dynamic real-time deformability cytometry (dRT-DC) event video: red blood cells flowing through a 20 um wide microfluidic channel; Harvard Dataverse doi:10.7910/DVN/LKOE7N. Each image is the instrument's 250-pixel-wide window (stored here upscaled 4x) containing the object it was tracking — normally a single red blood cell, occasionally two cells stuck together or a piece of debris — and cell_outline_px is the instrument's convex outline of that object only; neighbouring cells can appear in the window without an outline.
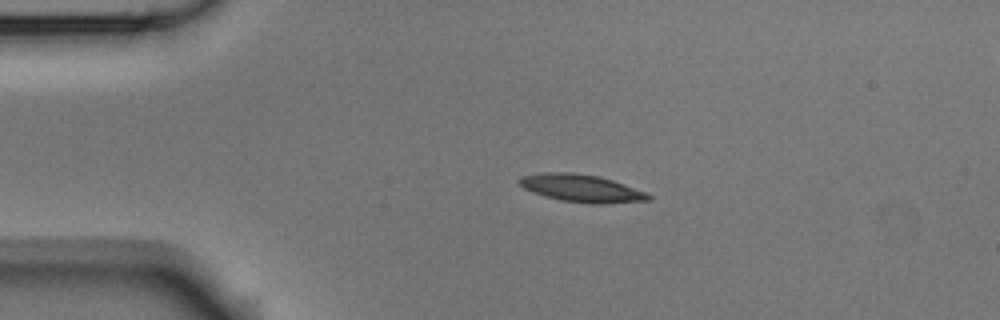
{"species": "Egyptian fruit bat (a non-hibernating species)", "species_latin": "Rousettus aegyptiacus", "temperature_condition": "room temperature", "stored_images_in_passage": 5, "camera_frame_rate_fps": 3000, "um_per_image_px": 0.085, "animal": {"sex": "male"}, "frame": {"image": 1, "passage_image": 3, "time_ms": 0.667, "image_size_px": [1000, 320], "cell_outline_px": [[652, 200], [600, 204], [592, 204], [560, 200], [544, 196], [524, 188], [516, 180], [520, 176], [548, 172], [572, 172], [600, 176], [648, 192], [652, 196]], "centroid_in_image_um": [49.45, 16.0], "position_along_channel_um": 35.5, "area_um2": 20.87}}